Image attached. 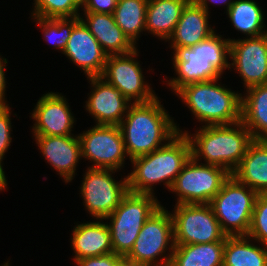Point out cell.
<instances>
[{
	"instance_id": "6da1fadb",
	"label": "cell",
	"mask_w": 267,
	"mask_h": 266,
	"mask_svg": "<svg viewBox=\"0 0 267 266\" xmlns=\"http://www.w3.org/2000/svg\"><path fill=\"white\" fill-rule=\"evenodd\" d=\"M119 127L129 161L159 149L180 132L179 124L159 97L146 103H132Z\"/></svg>"
},
{
	"instance_id": "7a4b0ae2",
	"label": "cell",
	"mask_w": 267,
	"mask_h": 266,
	"mask_svg": "<svg viewBox=\"0 0 267 266\" xmlns=\"http://www.w3.org/2000/svg\"><path fill=\"white\" fill-rule=\"evenodd\" d=\"M172 64L177 77L165 83L176 93L185 85L222 78L225 70L230 69V41L218 33L192 47L172 49Z\"/></svg>"
},
{
	"instance_id": "3957f363",
	"label": "cell",
	"mask_w": 267,
	"mask_h": 266,
	"mask_svg": "<svg viewBox=\"0 0 267 266\" xmlns=\"http://www.w3.org/2000/svg\"><path fill=\"white\" fill-rule=\"evenodd\" d=\"M185 133L191 145L192 158L204 164L224 168L230 174L238 167L249 146L254 141L251 132L242 121L227 124L200 126L194 134Z\"/></svg>"
},
{
	"instance_id": "277c9868",
	"label": "cell",
	"mask_w": 267,
	"mask_h": 266,
	"mask_svg": "<svg viewBox=\"0 0 267 266\" xmlns=\"http://www.w3.org/2000/svg\"><path fill=\"white\" fill-rule=\"evenodd\" d=\"M191 157L188 137L178 132L164 146L130 161L133 171L127 174L129 192L156 195L157 183H163L169 191Z\"/></svg>"
},
{
	"instance_id": "5b68a950",
	"label": "cell",
	"mask_w": 267,
	"mask_h": 266,
	"mask_svg": "<svg viewBox=\"0 0 267 266\" xmlns=\"http://www.w3.org/2000/svg\"><path fill=\"white\" fill-rule=\"evenodd\" d=\"M220 79L191 83L175 93L203 126L241 121L242 93L226 88Z\"/></svg>"
},
{
	"instance_id": "8992f818",
	"label": "cell",
	"mask_w": 267,
	"mask_h": 266,
	"mask_svg": "<svg viewBox=\"0 0 267 266\" xmlns=\"http://www.w3.org/2000/svg\"><path fill=\"white\" fill-rule=\"evenodd\" d=\"M153 194L128 192L104 220L110 231L113 253L125 258L144 223L161 206ZM109 220V222H108Z\"/></svg>"
},
{
	"instance_id": "52a82bcc",
	"label": "cell",
	"mask_w": 267,
	"mask_h": 266,
	"mask_svg": "<svg viewBox=\"0 0 267 266\" xmlns=\"http://www.w3.org/2000/svg\"><path fill=\"white\" fill-rule=\"evenodd\" d=\"M165 208L161 205L147 219L124 261L132 266H169L175 248L174 225Z\"/></svg>"
},
{
	"instance_id": "ba28073f",
	"label": "cell",
	"mask_w": 267,
	"mask_h": 266,
	"mask_svg": "<svg viewBox=\"0 0 267 266\" xmlns=\"http://www.w3.org/2000/svg\"><path fill=\"white\" fill-rule=\"evenodd\" d=\"M258 193L233 175L224 181L209 205L227 236L247 235Z\"/></svg>"
},
{
	"instance_id": "9c48e42d",
	"label": "cell",
	"mask_w": 267,
	"mask_h": 266,
	"mask_svg": "<svg viewBox=\"0 0 267 266\" xmlns=\"http://www.w3.org/2000/svg\"><path fill=\"white\" fill-rule=\"evenodd\" d=\"M229 176L224 168L200 163L191 157L169 192L176 194V204H209Z\"/></svg>"
},
{
	"instance_id": "30bf717a",
	"label": "cell",
	"mask_w": 267,
	"mask_h": 266,
	"mask_svg": "<svg viewBox=\"0 0 267 266\" xmlns=\"http://www.w3.org/2000/svg\"><path fill=\"white\" fill-rule=\"evenodd\" d=\"M115 172L118 171L89 167L85 170L79 189L85 210L93 218L109 216L129 192L127 176L118 182L112 175Z\"/></svg>"
},
{
	"instance_id": "8fae6325",
	"label": "cell",
	"mask_w": 267,
	"mask_h": 266,
	"mask_svg": "<svg viewBox=\"0 0 267 266\" xmlns=\"http://www.w3.org/2000/svg\"><path fill=\"white\" fill-rule=\"evenodd\" d=\"M173 209L175 245L226 241L209 204H175Z\"/></svg>"
},
{
	"instance_id": "7c38bea8",
	"label": "cell",
	"mask_w": 267,
	"mask_h": 266,
	"mask_svg": "<svg viewBox=\"0 0 267 266\" xmlns=\"http://www.w3.org/2000/svg\"><path fill=\"white\" fill-rule=\"evenodd\" d=\"M81 143V157L92 163L89 168L120 171L128 157L119 126L94 125L78 134Z\"/></svg>"
},
{
	"instance_id": "4fadbf2b",
	"label": "cell",
	"mask_w": 267,
	"mask_h": 266,
	"mask_svg": "<svg viewBox=\"0 0 267 266\" xmlns=\"http://www.w3.org/2000/svg\"><path fill=\"white\" fill-rule=\"evenodd\" d=\"M135 48L126 54L108 55L102 77L116 87L131 103H146L158 97L151 84L145 81L142 66ZM137 59V60H136Z\"/></svg>"
},
{
	"instance_id": "5bb4252c",
	"label": "cell",
	"mask_w": 267,
	"mask_h": 266,
	"mask_svg": "<svg viewBox=\"0 0 267 266\" xmlns=\"http://www.w3.org/2000/svg\"><path fill=\"white\" fill-rule=\"evenodd\" d=\"M230 41V69L239 74L244 89L267 84V33Z\"/></svg>"
},
{
	"instance_id": "9a60e30c",
	"label": "cell",
	"mask_w": 267,
	"mask_h": 266,
	"mask_svg": "<svg viewBox=\"0 0 267 266\" xmlns=\"http://www.w3.org/2000/svg\"><path fill=\"white\" fill-rule=\"evenodd\" d=\"M32 110L30 118L35 122L33 135L70 136L76 124L69 103L59 92L43 94Z\"/></svg>"
},
{
	"instance_id": "2e32d148",
	"label": "cell",
	"mask_w": 267,
	"mask_h": 266,
	"mask_svg": "<svg viewBox=\"0 0 267 266\" xmlns=\"http://www.w3.org/2000/svg\"><path fill=\"white\" fill-rule=\"evenodd\" d=\"M87 80L91 92L85 101L86 112L95 119L96 125L119 126L132 103L102 77H87Z\"/></svg>"
},
{
	"instance_id": "e0dca14e",
	"label": "cell",
	"mask_w": 267,
	"mask_h": 266,
	"mask_svg": "<svg viewBox=\"0 0 267 266\" xmlns=\"http://www.w3.org/2000/svg\"><path fill=\"white\" fill-rule=\"evenodd\" d=\"M38 150L57 174L67 184L71 182L77 173L76 167L81 157V143L78 135L70 136H45L33 135Z\"/></svg>"
},
{
	"instance_id": "ac0fdd59",
	"label": "cell",
	"mask_w": 267,
	"mask_h": 266,
	"mask_svg": "<svg viewBox=\"0 0 267 266\" xmlns=\"http://www.w3.org/2000/svg\"><path fill=\"white\" fill-rule=\"evenodd\" d=\"M62 54L77 65L86 77L101 76L108 56L81 20L73 27Z\"/></svg>"
},
{
	"instance_id": "d6986e66",
	"label": "cell",
	"mask_w": 267,
	"mask_h": 266,
	"mask_svg": "<svg viewBox=\"0 0 267 266\" xmlns=\"http://www.w3.org/2000/svg\"><path fill=\"white\" fill-rule=\"evenodd\" d=\"M210 14L194 0L183 8L174 32L167 40L170 48L192 47L209 38L217 30L209 25Z\"/></svg>"
},
{
	"instance_id": "ffe728a7",
	"label": "cell",
	"mask_w": 267,
	"mask_h": 266,
	"mask_svg": "<svg viewBox=\"0 0 267 266\" xmlns=\"http://www.w3.org/2000/svg\"><path fill=\"white\" fill-rule=\"evenodd\" d=\"M97 220V221H96ZM74 226L71 247L74 261L113 253L109 227L104 219H96Z\"/></svg>"
},
{
	"instance_id": "44dd1931",
	"label": "cell",
	"mask_w": 267,
	"mask_h": 266,
	"mask_svg": "<svg viewBox=\"0 0 267 266\" xmlns=\"http://www.w3.org/2000/svg\"><path fill=\"white\" fill-rule=\"evenodd\" d=\"M79 17L107 55L126 54L137 48L116 24L113 14L84 12Z\"/></svg>"
},
{
	"instance_id": "7402d4cb",
	"label": "cell",
	"mask_w": 267,
	"mask_h": 266,
	"mask_svg": "<svg viewBox=\"0 0 267 266\" xmlns=\"http://www.w3.org/2000/svg\"><path fill=\"white\" fill-rule=\"evenodd\" d=\"M231 175L258 194H267V140H254Z\"/></svg>"
},
{
	"instance_id": "603a6c76",
	"label": "cell",
	"mask_w": 267,
	"mask_h": 266,
	"mask_svg": "<svg viewBox=\"0 0 267 266\" xmlns=\"http://www.w3.org/2000/svg\"><path fill=\"white\" fill-rule=\"evenodd\" d=\"M190 0H148L146 32L166 41L174 32L183 8Z\"/></svg>"
},
{
	"instance_id": "cb8c5ba5",
	"label": "cell",
	"mask_w": 267,
	"mask_h": 266,
	"mask_svg": "<svg viewBox=\"0 0 267 266\" xmlns=\"http://www.w3.org/2000/svg\"><path fill=\"white\" fill-rule=\"evenodd\" d=\"M241 102V121L254 140H267V84L244 90Z\"/></svg>"
},
{
	"instance_id": "d4e9b609",
	"label": "cell",
	"mask_w": 267,
	"mask_h": 266,
	"mask_svg": "<svg viewBox=\"0 0 267 266\" xmlns=\"http://www.w3.org/2000/svg\"><path fill=\"white\" fill-rule=\"evenodd\" d=\"M225 241L175 245L169 266H223Z\"/></svg>"
},
{
	"instance_id": "484cf974",
	"label": "cell",
	"mask_w": 267,
	"mask_h": 266,
	"mask_svg": "<svg viewBox=\"0 0 267 266\" xmlns=\"http://www.w3.org/2000/svg\"><path fill=\"white\" fill-rule=\"evenodd\" d=\"M259 244L247 235L227 236L223 266H267V245Z\"/></svg>"
},
{
	"instance_id": "4316f807",
	"label": "cell",
	"mask_w": 267,
	"mask_h": 266,
	"mask_svg": "<svg viewBox=\"0 0 267 266\" xmlns=\"http://www.w3.org/2000/svg\"><path fill=\"white\" fill-rule=\"evenodd\" d=\"M258 4L255 0H235L226 12L232 27L247 38L267 33L264 11Z\"/></svg>"
},
{
	"instance_id": "83f0119b",
	"label": "cell",
	"mask_w": 267,
	"mask_h": 266,
	"mask_svg": "<svg viewBox=\"0 0 267 266\" xmlns=\"http://www.w3.org/2000/svg\"><path fill=\"white\" fill-rule=\"evenodd\" d=\"M147 4L148 0H118L113 12L116 24L135 46L146 32Z\"/></svg>"
},
{
	"instance_id": "f1b7e54d",
	"label": "cell",
	"mask_w": 267,
	"mask_h": 266,
	"mask_svg": "<svg viewBox=\"0 0 267 266\" xmlns=\"http://www.w3.org/2000/svg\"><path fill=\"white\" fill-rule=\"evenodd\" d=\"M42 30L44 40L61 53L65 50L73 27L80 21V17L73 18H43L32 17Z\"/></svg>"
},
{
	"instance_id": "f546056e",
	"label": "cell",
	"mask_w": 267,
	"mask_h": 266,
	"mask_svg": "<svg viewBox=\"0 0 267 266\" xmlns=\"http://www.w3.org/2000/svg\"><path fill=\"white\" fill-rule=\"evenodd\" d=\"M31 17L73 18L80 16L79 0H33Z\"/></svg>"
},
{
	"instance_id": "4dcf8cb0",
	"label": "cell",
	"mask_w": 267,
	"mask_h": 266,
	"mask_svg": "<svg viewBox=\"0 0 267 266\" xmlns=\"http://www.w3.org/2000/svg\"><path fill=\"white\" fill-rule=\"evenodd\" d=\"M247 236L261 245H267V194L256 197Z\"/></svg>"
},
{
	"instance_id": "1f68e13d",
	"label": "cell",
	"mask_w": 267,
	"mask_h": 266,
	"mask_svg": "<svg viewBox=\"0 0 267 266\" xmlns=\"http://www.w3.org/2000/svg\"><path fill=\"white\" fill-rule=\"evenodd\" d=\"M10 105H0V192L7 189V180L3 169L5 154L11 146L12 122Z\"/></svg>"
},
{
	"instance_id": "d6a6232c",
	"label": "cell",
	"mask_w": 267,
	"mask_h": 266,
	"mask_svg": "<svg viewBox=\"0 0 267 266\" xmlns=\"http://www.w3.org/2000/svg\"><path fill=\"white\" fill-rule=\"evenodd\" d=\"M124 258L115 253H109L97 257H86L74 262L76 266H119Z\"/></svg>"
},
{
	"instance_id": "836d02e7",
	"label": "cell",
	"mask_w": 267,
	"mask_h": 266,
	"mask_svg": "<svg viewBox=\"0 0 267 266\" xmlns=\"http://www.w3.org/2000/svg\"><path fill=\"white\" fill-rule=\"evenodd\" d=\"M118 0H82L81 11L113 14Z\"/></svg>"
},
{
	"instance_id": "e575fe53",
	"label": "cell",
	"mask_w": 267,
	"mask_h": 266,
	"mask_svg": "<svg viewBox=\"0 0 267 266\" xmlns=\"http://www.w3.org/2000/svg\"><path fill=\"white\" fill-rule=\"evenodd\" d=\"M8 60L4 58L2 55H0V105H8V101L5 94H7L6 88H7V79H6V66H7Z\"/></svg>"
},
{
	"instance_id": "d590c367",
	"label": "cell",
	"mask_w": 267,
	"mask_h": 266,
	"mask_svg": "<svg viewBox=\"0 0 267 266\" xmlns=\"http://www.w3.org/2000/svg\"><path fill=\"white\" fill-rule=\"evenodd\" d=\"M199 6H201L207 13H211L209 11V5L212 3L213 6L219 4L220 6H226L225 10L230 8V6L234 3L235 0H194ZM210 3V4H209Z\"/></svg>"
},
{
	"instance_id": "8d00e7d4",
	"label": "cell",
	"mask_w": 267,
	"mask_h": 266,
	"mask_svg": "<svg viewBox=\"0 0 267 266\" xmlns=\"http://www.w3.org/2000/svg\"><path fill=\"white\" fill-rule=\"evenodd\" d=\"M119 266H132V265L126 261H123Z\"/></svg>"
},
{
	"instance_id": "74e56055",
	"label": "cell",
	"mask_w": 267,
	"mask_h": 266,
	"mask_svg": "<svg viewBox=\"0 0 267 266\" xmlns=\"http://www.w3.org/2000/svg\"><path fill=\"white\" fill-rule=\"evenodd\" d=\"M1 266H10L9 260H7V262H4L3 265L1 264Z\"/></svg>"
}]
</instances>
